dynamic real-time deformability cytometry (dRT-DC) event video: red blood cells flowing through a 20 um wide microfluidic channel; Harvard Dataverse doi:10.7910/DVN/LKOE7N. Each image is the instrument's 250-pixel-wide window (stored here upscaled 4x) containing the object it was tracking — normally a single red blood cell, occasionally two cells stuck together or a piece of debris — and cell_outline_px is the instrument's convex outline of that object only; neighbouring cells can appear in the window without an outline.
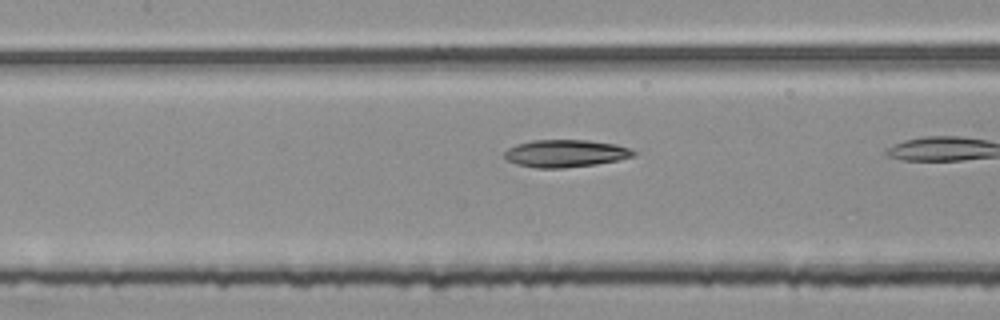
{"species": "common noctule bat (a hibernating species)", "species_latin": "Nyctalus noctula", "temperature_condition": "room temperature", "stored_images_in_passage": 14, "camera_frame_rate_fps": 3000, "um_per_image_px": 0.085, "animal": {"sex": "female", "body_mass_g": 25.1}, "frame": {"image": 1, "passage_image": 7, "time_ms": 2.0, "image_size_px": [1000, 320], "cell_outline_px": [[636, 156], [596, 164], [564, 168], [536, 168], [516, 164], [508, 160], [504, 156], [504, 152], [508, 148], [516, 144], [532, 140], [588, 140], [616, 144], [628, 148], [636, 152]], "centroid_in_image_um": [48.05, 13.04], "position_along_channel_um": 159.3, "area_um2": 20.63}}
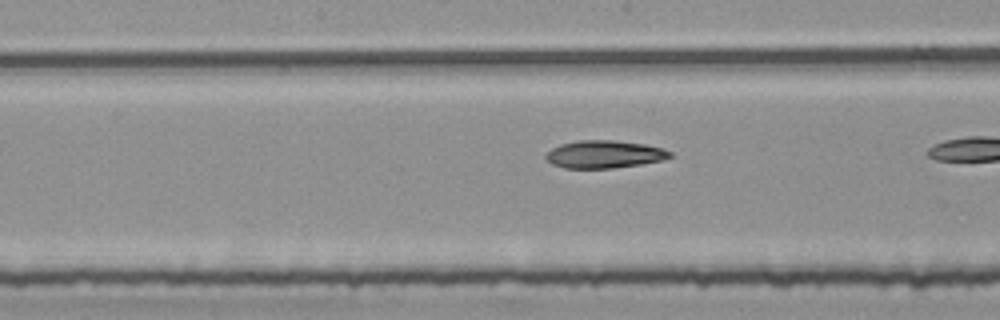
{"frame": {"image": 2, "passage_image": 10, "time_ms": 3.0, "image_size_px": [1000, 320], "cell_outline_px": [[672, 156], [664, 160], [640, 164], [612, 168], [564, 168], [552, 164], [544, 156], [552, 148], [560, 144], [576, 140], [616, 140], [644, 144], [664, 148], [672, 152]], "centroid_in_image_um": [51.38, 13.1], "position_along_channel_um": 196.8, "area_um2": 20.11}}